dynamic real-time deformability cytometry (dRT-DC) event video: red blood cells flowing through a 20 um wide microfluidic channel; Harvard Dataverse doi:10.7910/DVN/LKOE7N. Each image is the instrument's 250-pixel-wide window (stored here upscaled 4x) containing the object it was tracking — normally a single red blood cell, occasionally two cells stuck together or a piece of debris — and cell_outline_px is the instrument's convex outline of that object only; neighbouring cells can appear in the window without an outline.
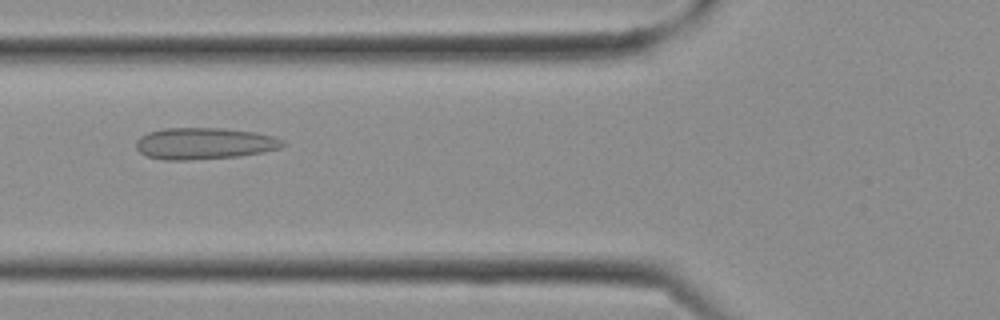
{"species": "Egyptian fruit bat (a non-hibernating species)", "species_latin": "Rousettus aegyptiacus", "temperature_condition": "cold", "stored_images_in_passage": 8, "camera_frame_rate_fps": 3000, "um_per_image_px": 0.085, "frame": {"image": 1, "passage_image": 5, "time_ms": 1.333, "image_size_px": [1000, 320], "cell_outline_px": [[288, 144], [280, 148], [264, 152], [240, 156], [188, 160], [164, 160], [148, 156], [140, 152], [136, 148], [136, 140], [140, 136], [148, 132], [164, 128], [224, 128], [256, 132], [272, 136], [284, 140]], "centroid_in_image_um": [17.39, 12.19], "position_along_channel_um": 108.4, "area_um2": 27.22}}
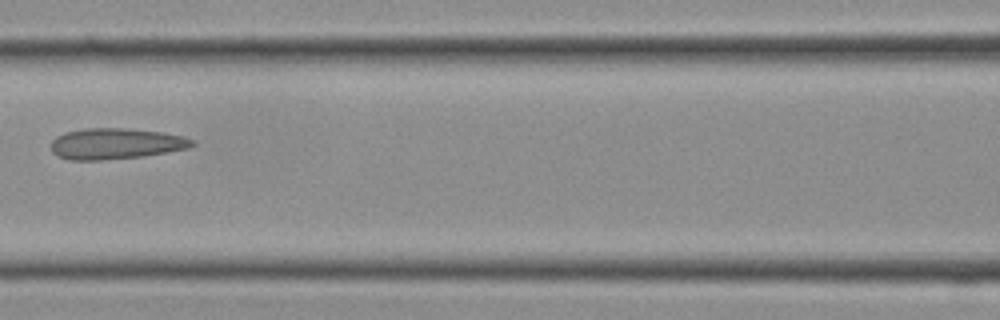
{"frame": {"image": 2, "passage_image": 7, "time_ms": 2.0, "image_size_px": [1000, 320], "cell_outline_px": [[196, 144], [188, 148], [168, 152], [144, 156], [100, 160], [68, 160], [56, 156], [52, 152], [52, 140], [56, 136], [64, 132], [84, 128], [124, 128], [160, 132], [184, 136], [192, 140]], "centroid_in_image_um": [9.81, 12.21], "position_along_channel_um": 156.8, "area_um2": 25.55}}